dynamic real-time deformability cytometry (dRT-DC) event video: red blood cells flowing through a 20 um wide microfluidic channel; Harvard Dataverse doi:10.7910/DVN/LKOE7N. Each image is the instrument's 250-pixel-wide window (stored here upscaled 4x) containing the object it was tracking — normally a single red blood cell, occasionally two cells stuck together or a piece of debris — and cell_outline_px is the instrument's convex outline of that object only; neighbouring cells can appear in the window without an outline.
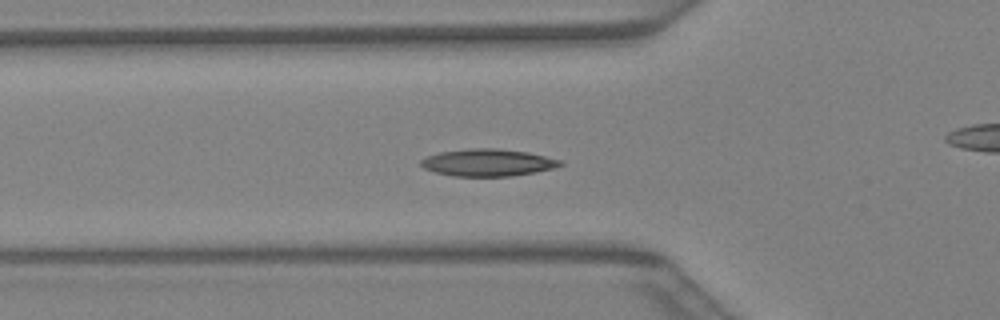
{"species": "Egyptian fruit bat (a non-hibernating species)", "species_latin": "Rousettus aegyptiacus", "temperature_condition": "warm", "stored_images_in_passage": 42, "camera_frame_rate_fps": 3000, "um_per_image_px": 0.085, "animal": {"sex": "female"}, "frame": {"image": 1, "passage_image": 14, "time_ms": 4.333, "image_size_px": [1000, 320], "cell_outline_px": [[564, 164], [552, 168], [536, 172], [512, 176], [452, 176], [436, 172], [424, 168], [420, 164], [420, 160], [428, 156], [440, 152], [468, 148], [496, 148], [528, 152], [560, 160]], "centroid_in_image_um": [41.45, 13.82], "position_along_channel_um": 84.4, "area_um2": 21.96}}
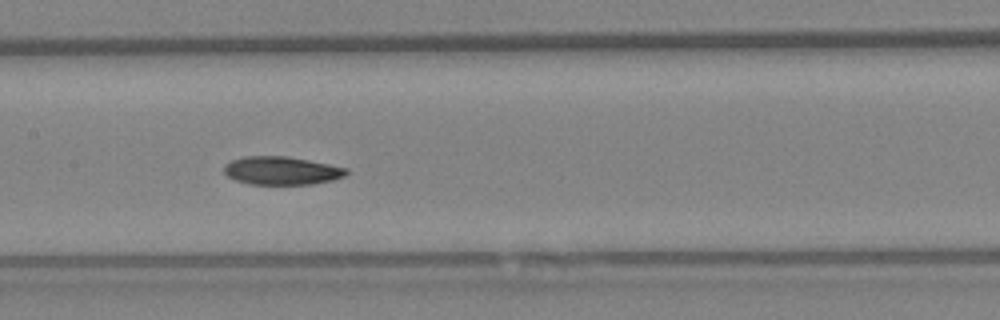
{"frame": {"image": 2, "passage_image": 20, "time_ms": 6.333, "image_size_px": [1000, 320], "cell_outline_px": [[348, 172], [344, 176], [332, 180], [312, 184], [248, 184], [236, 180], [228, 176], [224, 172], [224, 164], [232, 160], [244, 156], [288, 156], [348, 168]], "centroid_in_image_um": [23.92, 14.5], "position_along_channel_um": 183.5, "area_um2": 20.06}}
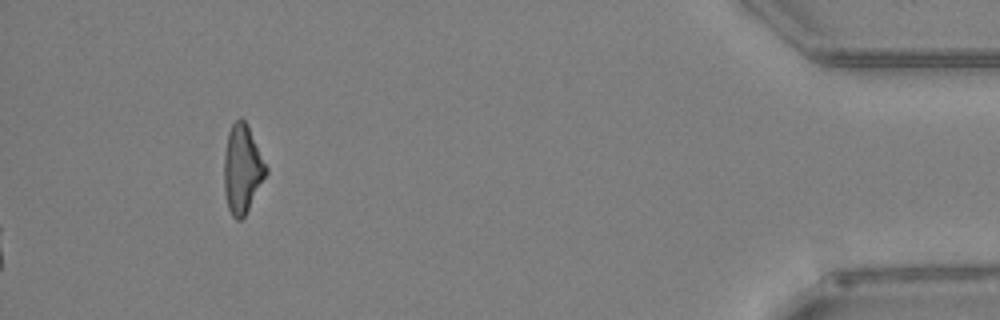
{"frame": {"image": 3, "passage_image": 42, "time_ms": 13.667, "image_size_px": [1000, 320], "cell_outline_px": [[268, 172], [244, 216], [240, 220], [236, 220], [232, 216], [228, 208], [224, 196], [224, 156], [228, 132], [232, 124], [240, 116], [248, 124], [268, 168]], "centroid_in_image_um": [20.59, 14.34], "position_along_channel_um": 414.6, "area_um2": 21.73}}